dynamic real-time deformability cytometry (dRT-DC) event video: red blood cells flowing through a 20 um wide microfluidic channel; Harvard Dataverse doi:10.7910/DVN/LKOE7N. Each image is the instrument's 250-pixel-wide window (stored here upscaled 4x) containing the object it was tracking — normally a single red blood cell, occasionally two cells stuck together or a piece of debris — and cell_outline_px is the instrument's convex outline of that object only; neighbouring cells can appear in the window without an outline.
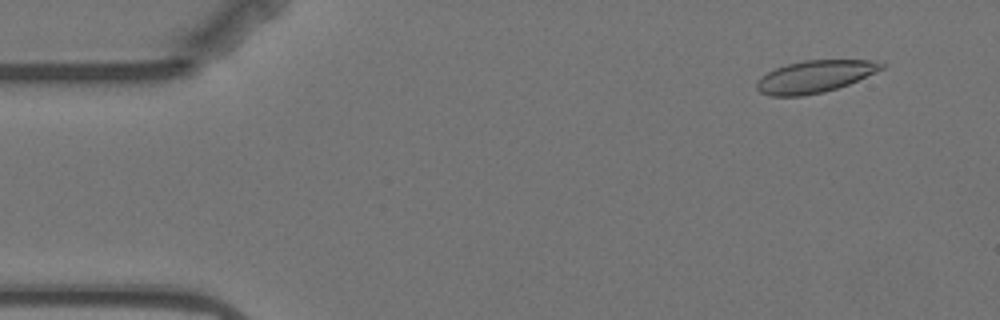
{"species": "Egyptian fruit bat (a non-hibernating species)", "species_latin": "Rousettus aegyptiacus", "temperature_condition": "warm", "stored_images_in_passage": 5, "camera_frame_rate_fps": 3000, "um_per_image_px": 0.085, "animal": {"sex": "female"}, "frame": {"image": 1, "passage_image": 2, "time_ms": 1.333, "image_size_px": [1000, 320], "cell_outline_px": [[884, 68], [848, 84], [824, 92], [804, 96], [768, 96], [760, 92], [756, 88], [756, 84], [768, 72], [776, 68], [788, 64], [804, 60], [868, 60], [884, 64]], "centroid_in_image_um": [69.23, 6.52], "position_along_channel_um": 15.8, "area_um2": 23.0}}
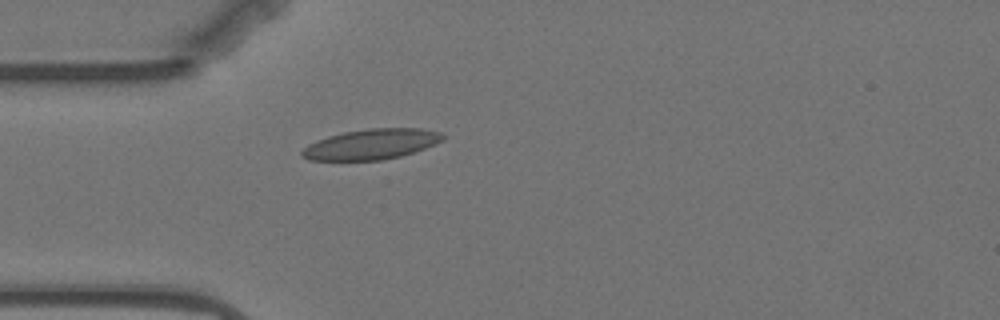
{"frame": {"image": 2, "passage_image": 5, "time_ms": 5.0, "image_size_px": [1000, 320], "cell_outline_px": [[448, 136], [444, 140], [424, 148], [400, 156], [380, 160], [308, 160], [300, 156], [300, 152], [308, 144], [316, 140], [328, 136], [344, 132], [368, 128], [420, 128], [440, 132]], "centroid_in_image_um": [31.55, 12.25], "position_along_channel_um": 53.4, "area_um2": 24.97}}